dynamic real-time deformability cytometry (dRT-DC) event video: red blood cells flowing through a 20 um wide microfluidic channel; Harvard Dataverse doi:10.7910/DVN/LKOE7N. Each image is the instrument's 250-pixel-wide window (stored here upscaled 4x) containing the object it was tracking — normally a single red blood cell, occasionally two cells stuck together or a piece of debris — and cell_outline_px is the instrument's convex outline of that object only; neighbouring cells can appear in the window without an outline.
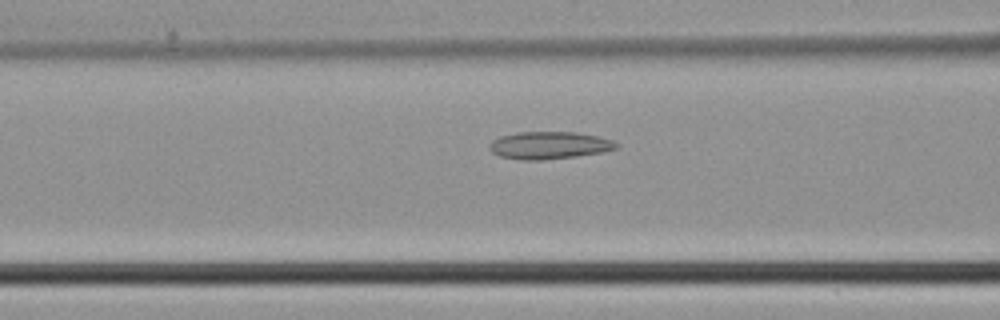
{"species": "common noctule bat (a hibernating species)", "species_latin": "Nyctalus noctula", "temperature_condition": "cold", "stored_images_in_passage": 31, "camera_frame_rate_fps": 3000, "um_per_image_px": 0.085, "animal": {"sex": "male", "body_mass_g": 21.5, "forearm_length_mm": 52.0}, "frame": {"image": 1, "passage_image": 4, "time_ms": 1.0, "image_size_px": [1000, 320], "cell_outline_px": [[620, 144], [616, 148], [604, 152], [576, 156], [540, 160], [524, 160], [500, 156], [492, 152], [488, 148], [488, 144], [492, 140], [500, 136], [516, 132], [576, 132], [596, 136], [612, 140]], "centroid_in_image_um": [46.66, 12.35], "position_along_channel_um": 119.9, "area_um2": 20.29}}
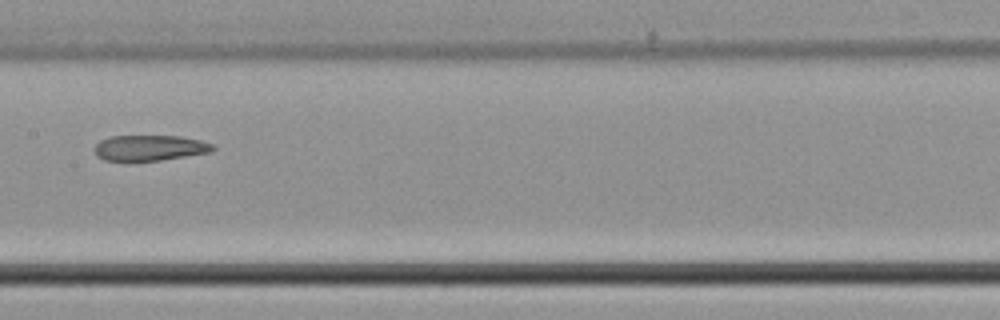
{"frame": {"image": 2, "passage_image": 9, "time_ms": 2.667, "image_size_px": [1000, 320], "cell_outline_px": [[216, 148], [212, 152], [160, 160], [132, 164], [104, 160], [96, 156], [92, 148], [100, 140], [112, 136], [180, 136], [200, 140], [212, 144]], "centroid_in_image_um": [12.65, 12.61], "position_along_channel_um": 194.8, "area_um2": 18.44}}
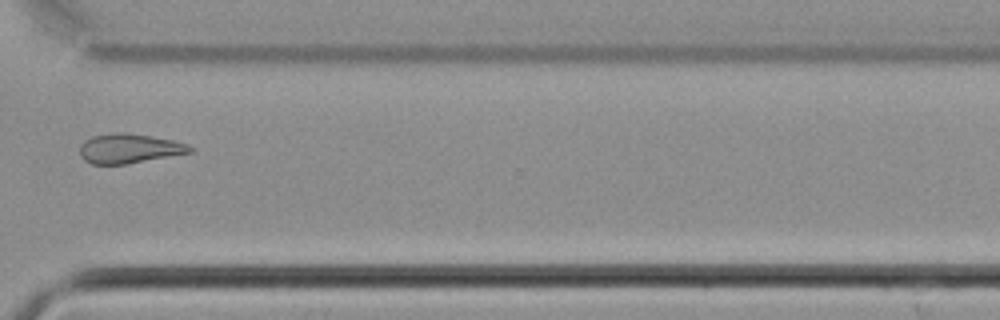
{"frame": {"image": 3, "passage_image": 20, "time_ms": 6.333, "image_size_px": [1000, 320], "cell_outline_px": [[192, 152], [124, 164], [92, 164], [84, 160], [80, 156], [80, 144], [84, 140], [92, 136], [116, 132], [120, 132], [152, 136], [172, 140], [188, 144], [192, 148]], "centroid_in_image_um": [10.94, 12.61], "position_along_channel_um": 359.7, "area_um2": 18.79}}